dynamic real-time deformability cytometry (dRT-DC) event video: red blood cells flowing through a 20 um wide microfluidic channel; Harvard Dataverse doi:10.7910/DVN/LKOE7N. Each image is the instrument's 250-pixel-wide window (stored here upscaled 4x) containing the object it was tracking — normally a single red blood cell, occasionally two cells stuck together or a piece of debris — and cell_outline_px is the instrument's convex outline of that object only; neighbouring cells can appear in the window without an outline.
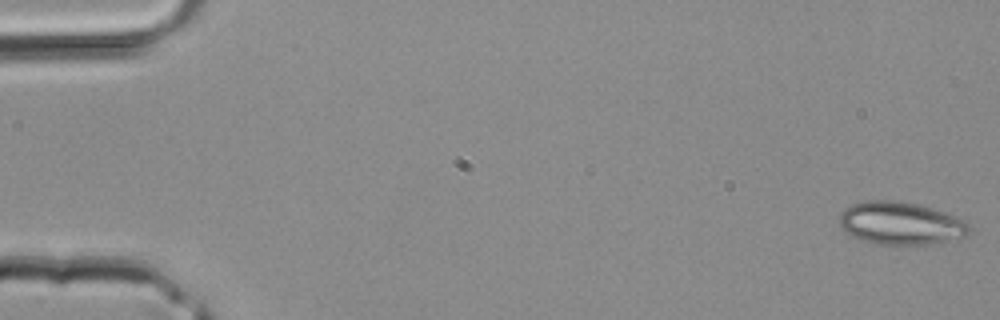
{"species": "common noctule bat (a hibernating species)", "species_latin": "Nyctalus noctula", "temperature_condition": "room temperature", "stored_images_in_passage": 42, "camera_frame_rate_fps": 3000, "um_per_image_px": 0.085, "animal": {"sex": "male", "body_mass_g": 20.4}, "frame": {"image": 1, "passage_image": 1, "time_ms": 0.0, "image_size_px": [1000, 320], "cell_outline_px": [[972, 232], [968, 236], [928, 244], [872, 244], [852, 236], [840, 228], [840, 212], [844, 208], [852, 204], [868, 200], [892, 200], [916, 204], [932, 208], [968, 220], [972, 228]], "centroid_in_image_um": [76.59, 18.98], "position_along_channel_um": 8.4, "area_um2": 32.66}}
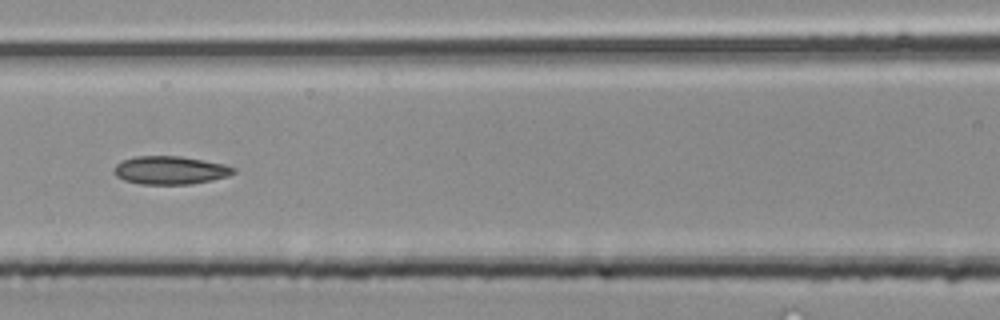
{"frame": {"image": 2, "passage_image": 19, "time_ms": 6.0, "image_size_px": [1000, 320], "cell_outline_px": [[236, 172], [228, 176], [212, 180], [188, 184], [140, 184], [124, 180], [116, 176], [116, 164], [120, 160], [136, 156], [180, 156], [204, 160], [224, 164], [236, 168]], "centroid_in_image_um": [14.49, 14.46], "position_along_channel_um": 152.1, "area_um2": 19.59}}
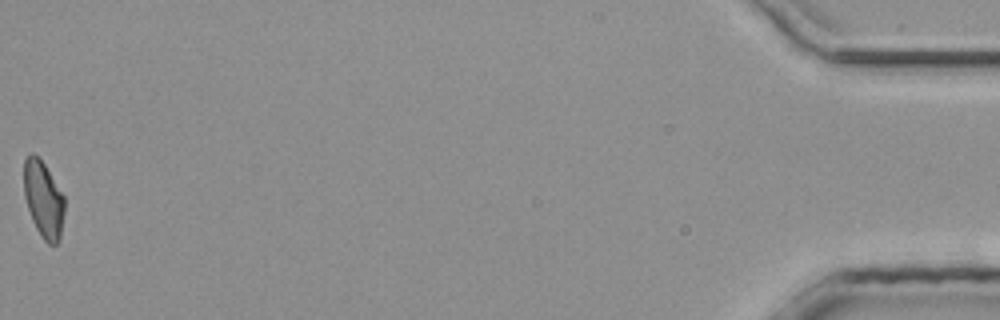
{"frame": {"image": 3, "passage_image": 42, "time_ms": 13.667, "image_size_px": [1000, 320], "cell_outline_px": [[64, 212], [60, 240], [56, 244], [48, 244], [40, 236], [32, 220], [24, 196], [24, 160], [28, 152], [32, 152], [44, 164], [64, 196]], "centroid_in_image_um": [3.68, 16.96], "position_along_channel_um": 431.5, "area_um2": 18.09}}